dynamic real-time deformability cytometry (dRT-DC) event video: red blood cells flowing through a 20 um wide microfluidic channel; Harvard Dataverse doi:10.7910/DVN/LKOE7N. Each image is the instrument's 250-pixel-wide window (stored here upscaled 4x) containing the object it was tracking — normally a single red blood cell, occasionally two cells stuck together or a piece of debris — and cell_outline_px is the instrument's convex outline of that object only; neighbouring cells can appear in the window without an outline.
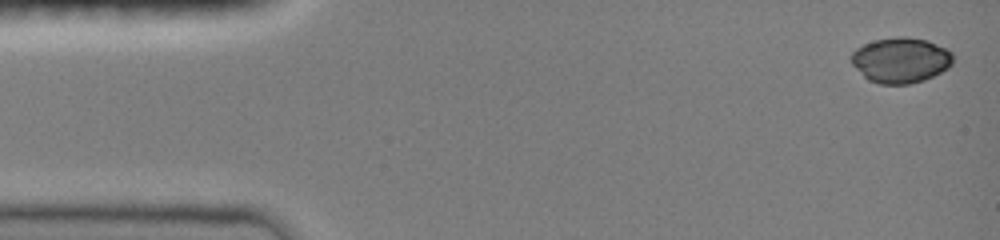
{"species": "common noctule bat (a hibernating species)", "species_latin": "Nyctalus noctula", "temperature_condition": "room temperature", "stored_images_in_passage": 15, "camera_frame_rate_fps": 3000, "um_per_image_px": 0.085, "animal": {"sex": "female", "body_mass_g": 19.0, "forearm_length_mm": 51.5}, "frame": {"image": 1, "passage_image": 1, "time_ms": 0.0, "image_size_px": [1000, 240], "cell_outline_px": [[952, 64], [948, 68], [924, 80], [908, 84], [880, 84], [868, 80], [852, 64], [848, 56], [856, 48], [864, 44], [876, 40], [900, 36], [904, 36], [928, 40], [952, 52]], "centroid_in_image_um": [76.53, 5.11], "position_along_channel_um": 8.5, "area_um2": 26.88}}
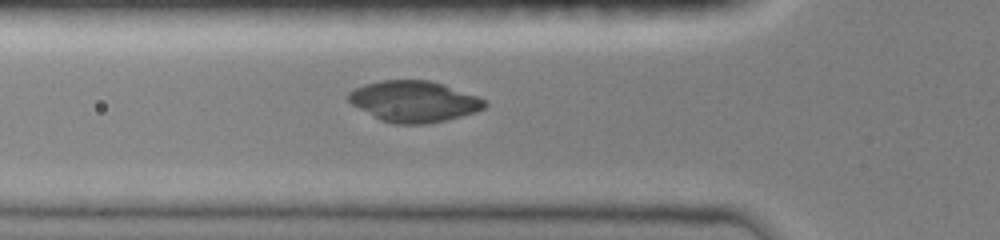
{"frame": {"image": 2, "passage_image": 9, "time_ms": 5.0, "image_size_px": [1000, 240], "cell_outline_px": [[488, 104], [484, 108], [476, 112], [428, 124], [396, 124], [380, 120], [352, 104], [348, 100], [348, 92], [364, 84], [384, 80], [428, 80], [444, 84], [476, 96], [484, 100]], "centroid_in_image_um": [35.18, 8.62], "position_along_channel_um": 90.6, "area_um2": 32.37}}
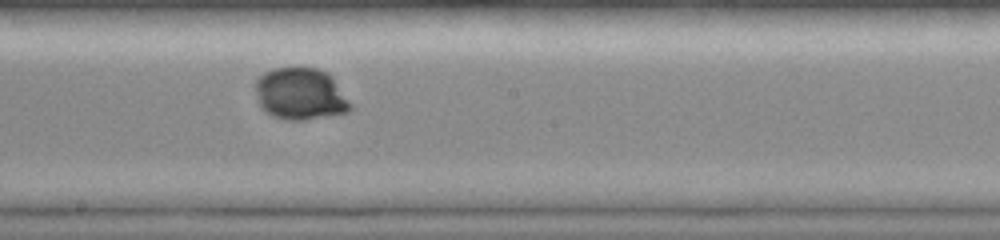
{"frame": {"image": 3, "passage_image": 15, "time_ms": 8.333, "image_size_px": [1000, 240], "cell_outline_px": [[352, 108], [348, 112], [304, 120], [284, 120], [272, 116], [264, 112], [260, 108], [256, 92], [256, 80], [264, 72], [272, 68], [316, 68], [328, 72], [332, 76], [352, 104]], "centroid_in_image_um": [25.53, 7.99], "position_along_channel_um": 222.7, "area_um2": 29.02}}